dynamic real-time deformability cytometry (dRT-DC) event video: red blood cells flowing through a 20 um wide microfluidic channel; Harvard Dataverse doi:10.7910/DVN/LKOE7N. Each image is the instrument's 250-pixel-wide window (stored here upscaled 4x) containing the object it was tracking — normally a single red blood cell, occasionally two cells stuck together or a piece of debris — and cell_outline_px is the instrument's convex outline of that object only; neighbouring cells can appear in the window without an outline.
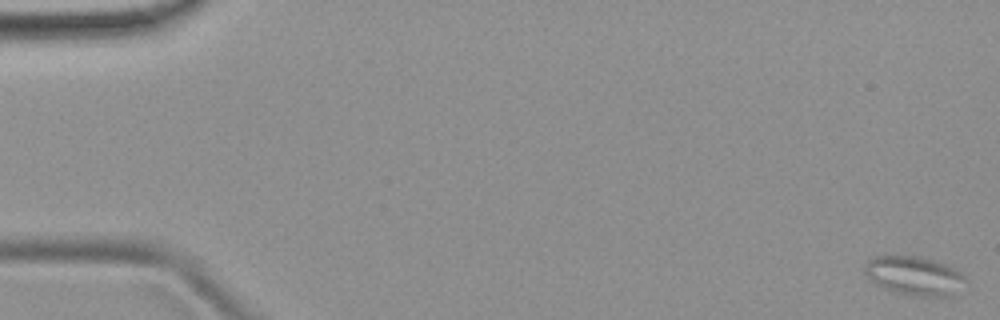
{"species": "common noctule bat (a hibernating species)", "species_latin": "Nyctalus noctula", "temperature_condition": "room temperature", "stored_images_in_passage": 13, "camera_frame_rate_fps": 3000, "um_per_image_px": 0.085, "animal": {"sex": "female", "body_mass_g": 19.9}, "frame": {"image": 1, "passage_image": 1, "time_ms": 0.0, "image_size_px": [1000, 320], "cell_outline_px": [[964, 280], [944, 296], [912, 296], [884, 288], [876, 284], [864, 272], [864, 264], [872, 256], [916, 256], [932, 260], [956, 268], [964, 276]], "centroid_in_image_um": [77.6, 23.4], "position_along_channel_um": 7.4, "area_um2": 22.02}}